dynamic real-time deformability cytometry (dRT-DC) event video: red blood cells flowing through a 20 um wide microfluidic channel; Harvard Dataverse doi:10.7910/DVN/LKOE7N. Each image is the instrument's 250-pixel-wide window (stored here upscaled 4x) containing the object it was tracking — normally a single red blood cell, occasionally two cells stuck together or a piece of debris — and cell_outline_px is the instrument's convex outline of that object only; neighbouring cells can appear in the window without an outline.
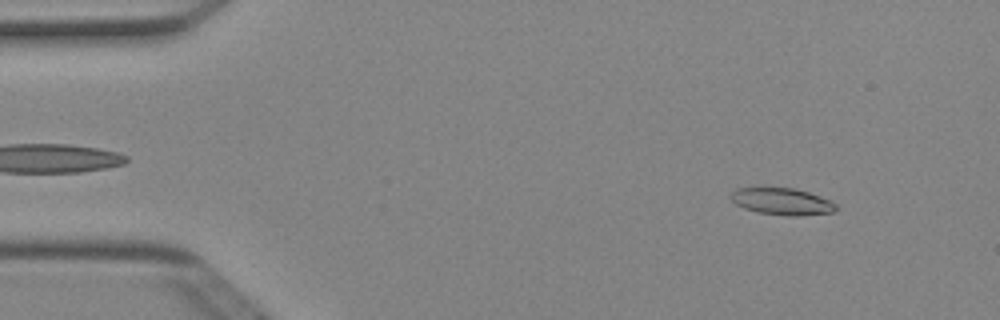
{"species": "Egyptian fruit bat (a non-hibernating species)", "species_latin": "Rousettus aegyptiacus", "temperature_condition": "cold", "stored_images_in_passage": 50, "camera_frame_rate_fps": 3000, "um_per_image_px": 0.085, "animal": {"sex": "female"}, "frame": {"image": 1, "passage_image": 5, "time_ms": 1.333, "image_size_px": [1000, 320], "cell_outline_px": [[836, 208], [832, 212], [800, 216], [788, 216], [760, 212], [744, 208], [736, 204], [728, 196], [736, 188], [792, 188], [808, 192], [820, 196], [836, 204]], "centroid_in_image_um": [66.45, 17.12], "position_along_channel_um": 18.6, "area_um2": 16.24}}
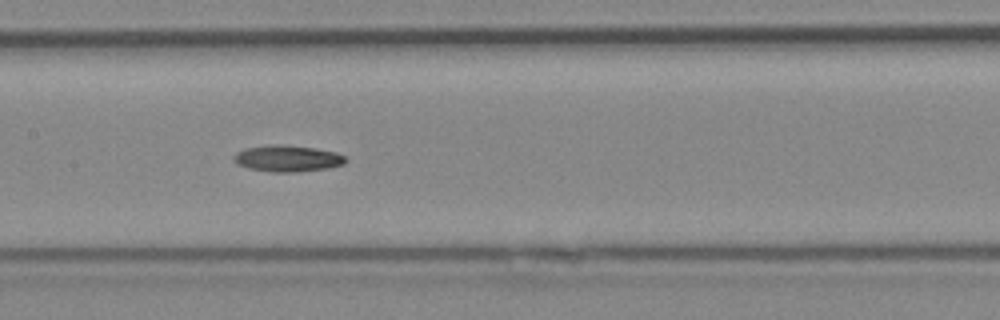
{"frame": {"image": 2, "passage_image": 24, "time_ms": 7.667, "image_size_px": [1000, 320], "cell_outline_px": [[348, 160], [344, 164], [328, 168], [296, 172], [272, 172], [248, 168], [236, 164], [232, 160], [232, 156], [236, 152], [244, 148], [268, 144], [276, 144], [316, 148], [336, 152], [344, 156]], "centroid_in_image_um": [24.39, 13.46], "position_along_channel_um": 183.0, "area_um2": 17.46}}
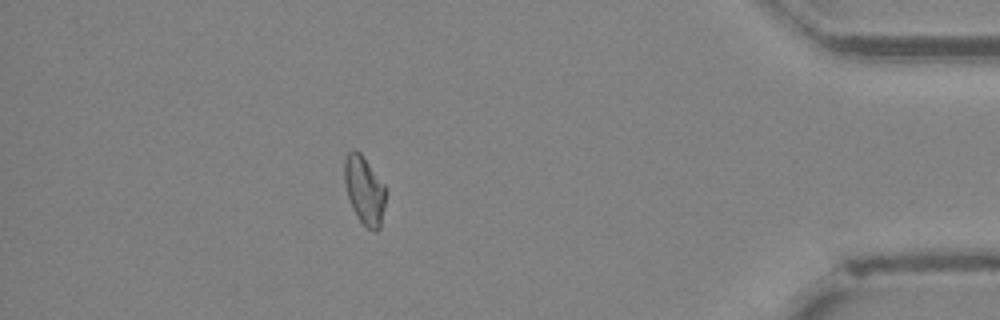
{"frame": {"image": 3, "passage_image": 44, "time_ms": 14.333, "image_size_px": [1000, 320], "cell_outline_px": [[384, 208], [380, 228], [376, 232], [372, 232], [360, 220], [352, 208], [348, 196], [344, 180], [344, 160], [348, 152], [352, 148], [356, 148], [360, 152], [384, 184]], "centroid_in_image_um": [30.95, 16.14], "position_along_channel_um": 404.2, "area_um2": 16.3}, "authors_computed_cell_mechanics": {"area_um2": 16.6753, "velocity_mm_per_s": 4.0181, "shape_relaxation_time_tau1_ms": 9.9505, "shape_relaxation_time_tau2_ms": null, "deformation_change_tau1": 0.2006, "deformation_change_tau2": null}}